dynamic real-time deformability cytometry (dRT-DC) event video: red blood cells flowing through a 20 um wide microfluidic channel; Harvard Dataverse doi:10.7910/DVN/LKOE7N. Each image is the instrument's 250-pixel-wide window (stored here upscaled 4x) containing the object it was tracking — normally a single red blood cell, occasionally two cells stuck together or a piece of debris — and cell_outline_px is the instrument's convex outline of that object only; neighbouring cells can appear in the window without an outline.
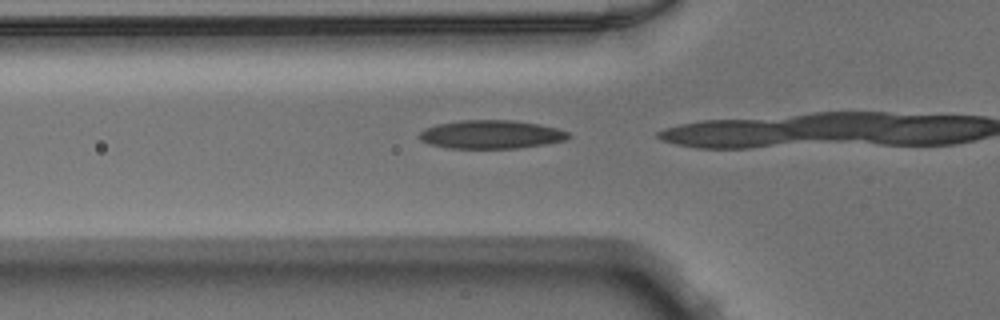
{"species": "Egyptian fruit bat (a non-hibernating species)", "species_latin": "Rousettus aegyptiacus", "temperature_condition": "warm", "stored_images_in_passage": 4, "camera_frame_rate_fps": 3000, "um_per_image_px": 0.085, "animal": {"sex": "male"}, "frame": {"image": 1, "passage_image": 2, "time_ms": 0.333, "image_size_px": [1000, 320], "cell_outline_px": [[572, 136], [564, 140], [544, 144], [516, 148], [448, 148], [428, 144], [420, 140], [420, 132], [424, 128], [436, 124], [460, 120], [512, 120], [536, 124], [556, 128], [568, 132]], "centroid_in_image_um": [41.7, 11.42], "position_along_channel_um": 84.1, "area_um2": 24.62}}